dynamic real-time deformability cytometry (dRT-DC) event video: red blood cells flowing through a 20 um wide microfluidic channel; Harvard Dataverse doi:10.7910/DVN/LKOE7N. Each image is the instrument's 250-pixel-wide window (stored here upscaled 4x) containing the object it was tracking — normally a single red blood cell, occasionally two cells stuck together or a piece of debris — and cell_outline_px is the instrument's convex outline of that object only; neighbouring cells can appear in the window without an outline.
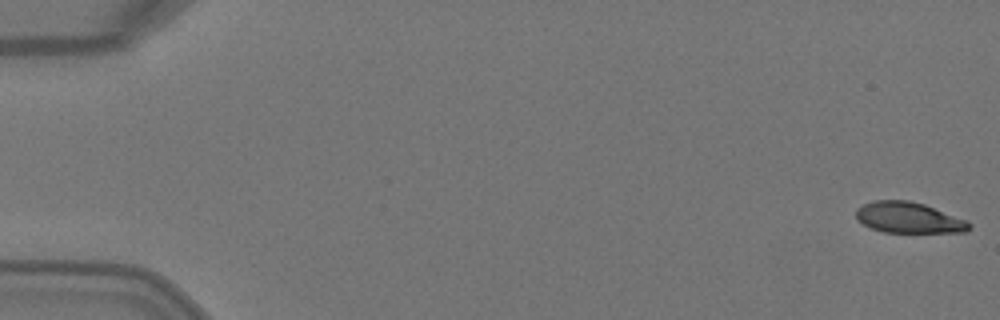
{"species": "Egyptian fruit bat (a non-hibernating species)", "species_latin": "Rousettus aegyptiacus", "temperature_condition": "warm", "stored_images_in_passage": 5, "camera_frame_rate_fps": 3000, "um_per_image_px": 0.085, "animal": {"sex": "female"}, "frame": {"image": 1, "passage_image": 1, "time_ms": 0.0, "image_size_px": [1000, 320], "cell_outline_px": [[972, 228], [968, 232], [884, 232], [872, 228], [856, 220], [856, 208], [872, 200], [908, 200], [924, 204], [968, 220], [972, 224]], "centroid_in_image_um": [77.27, 18.5], "position_along_channel_um": 7.7, "area_um2": 20.52}}
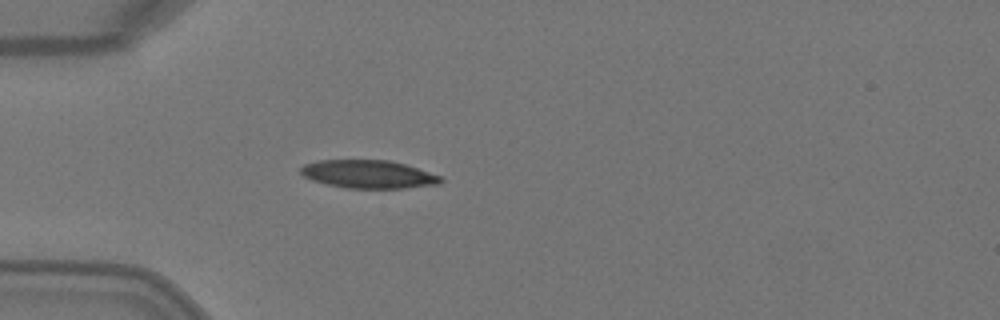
{"frame": {"image": 2, "passage_image": 5, "time_ms": 1.333, "image_size_px": [1000, 320], "cell_outline_px": [[444, 180], [440, 184], [404, 188], [348, 188], [328, 184], [312, 180], [304, 176], [300, 172], [300, 168], [304, 164], [320, 160], [388, 160], [404, 164], [444, 176]], "centroid_in_image_um": [31.36, 14.81], "position_along_channel_um": 53.6, "area_um2": 22.95}}